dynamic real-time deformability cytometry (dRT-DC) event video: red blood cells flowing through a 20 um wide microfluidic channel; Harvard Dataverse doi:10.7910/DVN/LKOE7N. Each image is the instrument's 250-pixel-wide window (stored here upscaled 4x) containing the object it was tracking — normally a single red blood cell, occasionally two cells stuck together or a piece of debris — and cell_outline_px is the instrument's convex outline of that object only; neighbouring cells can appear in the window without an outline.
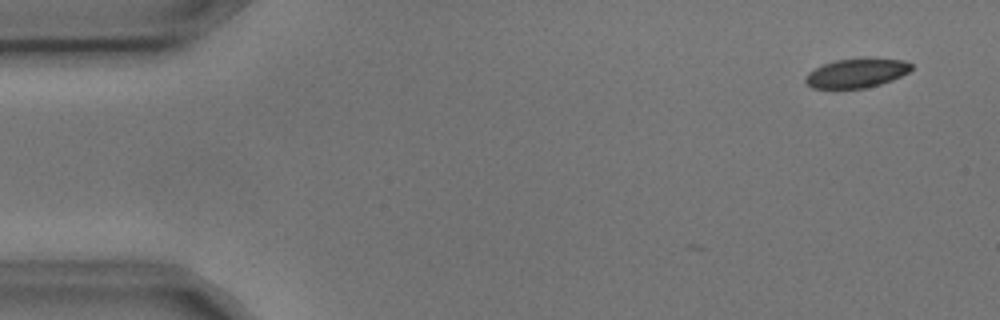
{"species": "common noctule bat (a hibernating species)", "species_latin": "Nyctalus noctula", "temperature_condition": "cold", "stored_images_in_passage": 4, "camera_frame_rate_fps": 3000, "um_per_image_px": 0.085, "animal": {"sex": "male", "body_mass_g": 17.9, "forearm_length_mm": 54.2}, "frame": {"image": 1, "passage_image": 1, "time_ms": 0.0, "image_size_px": [1000, 320], "cell_outline_px": [[912, 68], [908, 72], [892, 80], [880, 84], [864, 88], [812, 88], [804, 80], [804, 76], [808, 72], [824, 64], [836, 60], [904, 60], [912, 64]], "centroid_in_image_um": [72.77, 6.25], "position_along_channel_um": 12.2, "area_um2": 17.34}}